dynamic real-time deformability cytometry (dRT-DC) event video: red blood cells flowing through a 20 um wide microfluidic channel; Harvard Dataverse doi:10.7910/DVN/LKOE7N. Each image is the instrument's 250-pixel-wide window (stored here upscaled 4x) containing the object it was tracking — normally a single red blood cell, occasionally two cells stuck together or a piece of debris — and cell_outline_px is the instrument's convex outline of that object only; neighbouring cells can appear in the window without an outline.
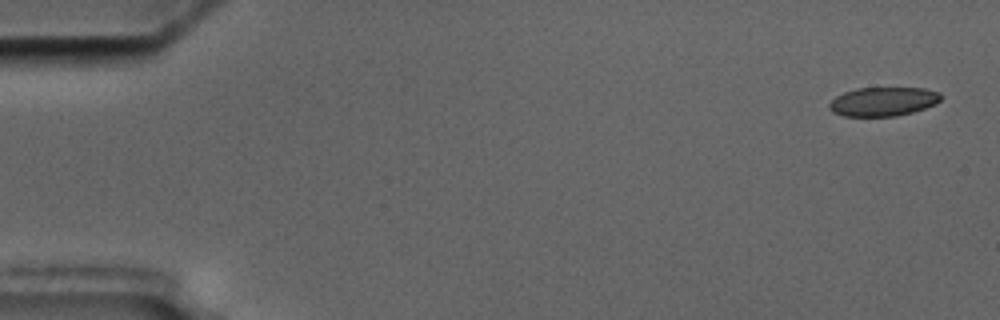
{"species": "common noctule bat (a hibernating species)", "species_latin": "Nyctalus noctula", "temperature_condition": "cold", "stored_images_in_passage": 5, "camera_frame_rate_fps": 3000, "um_per_image_px": 0.085, "animal": {"sex": "male", "body_mass_g": 17.5, "forearm_length_mm": 52.3}, "frame": {"image": 1, "passage_image": 1, "time_ms": 0.0, "image_size_px": [1000, 320], "cell_outline_px": [[940, 100], [936, 104], [912, 112], [896, 116], [844, 116], [832, 112], [828, 108], [828, 104], [836, 96], [844, 92], [856, 88], [924, 88], [940, 92]], "centroid_in_image_um": [75.04, 8.63], "position_along_channel_um": 10.0, "area_um2": 18.84}}